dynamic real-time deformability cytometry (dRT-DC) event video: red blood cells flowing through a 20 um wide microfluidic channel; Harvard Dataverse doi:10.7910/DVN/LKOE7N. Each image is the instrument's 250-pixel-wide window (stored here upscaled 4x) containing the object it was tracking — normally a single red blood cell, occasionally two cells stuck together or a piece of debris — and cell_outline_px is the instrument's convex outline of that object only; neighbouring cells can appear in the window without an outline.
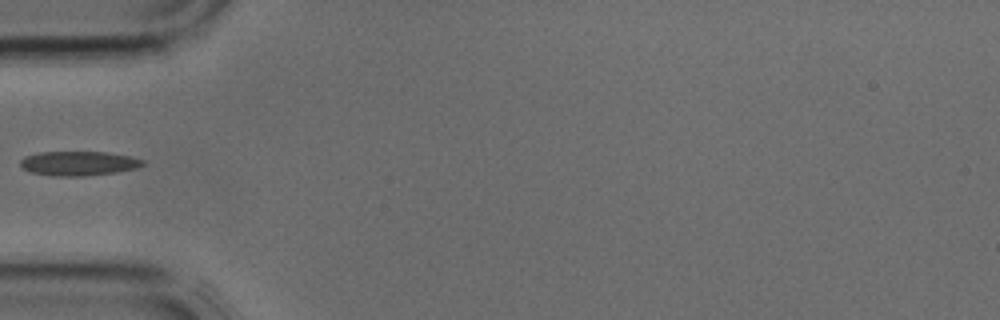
{"species": "common noctule bat (a hibernating species)", "species_latin": "Nyctalus noctula", "temperature_condition": "cold", "stored_images_in_passage": 4, "camera_frame_rate_fps": 3000, "um_per_image_px": 0.085, "animal": {"sex": "male", "body_mass_g": 17.9, "forearm_length_mm": 54.2}, "frame": {"image": 1, "passage_image": 4, "time_ms": 1.0, "image_size_px": [1000, 320], "cell_outline_px": [[144, 164], [136, 168], [116, 172], [84, 176], [52, 176], [32, 172], [24, 168], [20, 164], [20, 160], [24, 156], [40, 152], [108, 152], [128, 156], [144, 160]], "centroid_in_image_um": [6.67, 13.88], "position_along_channel_um": 78.3, "area_um2": 17.28}}